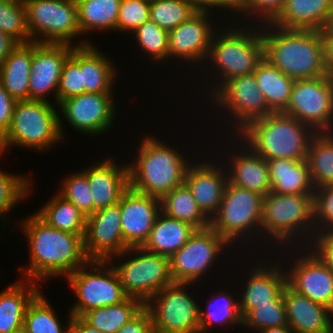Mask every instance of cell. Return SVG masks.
<instances>
[{"mask_svg": "<svg viewBox=\"0 0 333 333\" xmlns=\"http://www.w3.org/2000/svg\"><path fill=\"white\" fill-rule=\"evenodd\" d=\"M243 148H247V150L241 149L238 154L232 152L229 157L231 158L229 161L231 168H226L228 169V181L234 186L266 196L271 191L268 162L248 145L245 144Z\"/></svg>", "mask_w": 333, "mask_h": 333, "instance_id": "26", "label": "cell"}, {"mask_svg": "<svg viewBox=\"0 0 333 333\" xmlns=\"http://www.w3.org/2000/svg\"><path fill=\"white\" fill-rule=\"evenodd\" d=\"M262 25L257 27L262 31L264 58L272 65L295 81L328 75L322 31Z\"/></svg>", "mask_w": 333, "mask_h": 333, "instance_id": "2", "label": "cell"}, {"mask_svg": "<svg viewBox=\"0 0 333 333\" xmlns=\"http://www.w3.org/2000/svg\"><path fill=\"white\" fill-rule=\"evenodd\" d=\"M17 100H15L0 82V139L9 130Z\"/></svg>", "mask_w": 333, "mask_h": 333, "instance_id": "52", "label": "cell"}, {"mask_svg": "<svg viewBox=\"0 0 333 333\" xmlns=\"http://www.w3.org/2000/svg\"><path fill=\"white\" fill-rule=\"evenodd\" d=\"M160 203L161 212L169 217L188 222L197 229L210 226V220L201 212L185 183L164 195Z\"/></svg>", "mask_w": 333, "mask_h": 333, "instance_id": "37", "label": "cell"}, {"mask_svg": "<svg viewBox=\"0 0 333 333\" xmlns=\"http://www.w3.org/2000/svg\"><path fill=\"white\" fill-rule=\"evenodd\" d=\"M138 150L134 162L128 164L131 189L161 199L184 184L190 163L181 152L153 136L142 139Z\"/></svg>", "mask_w": 333, "mask_h": 333, "instance_id": "4", "label": "cell"}, {"mask_svg": "<svg viewBox=\"0 0 333 333\" xmlns=\"http://www.w3.org/2000/svg\"><path fill=\"white\" fill-rule=\"evenodd\" d=\"M108 263V260H90L67 276L78 299L70 310L73 316L81 317L89 310L119 304L128 297L115 269L112 266L106 268ZM89 264L94 265L92 272L87 270L91 268Z\"/></svg>", "mask_w": 333, "mask_h": 333, "instance_id": "10", "label": "cell"}, {"mask_svg": "<svg viewBox=\"0 0 333 333\" xmlns=\"http://www.w3.org/2000/svg\"><path fill=\"white\" fill-rule=\"evenodd\" d=\"M253 74L269 109L272 112H283L289 104L295 80L265 58L258 63Z\"/></svg>", "mask_w": 333, "mask_h": 333, "instance_id": "33", "label": "cell"}, {"mask_svg": "<svg viewBox=\"0 0 333 333\" xmlns=\"http://www.w3.org/2000/svg\"><path fill=\"white\" fill-rule=\"evenodd\" d=\"M218 296V298L221 299L220 301L212 297V299L206 303L207 311L205 310L204 312L203 309L199 307L200 333H207V330L212 329L211 327L213 325L217 327H219L218 325H220V327L221 325H243L239 301H234L233 293L229 295L224 289Z\"/></svg>", "mask_w": 333, "mask_h": 333, "instance_id": "39", "label": "cell"}, {"mask_svg": "<svg viewBox=\"0 0 333 333\" xmlns=\"http://www.w3.org/2000/svg\"><path fill=\"white\" fill-rule=\"evenodd\" d=\"M250 0H224V9L226 8L234 13H241L249 4Z\"/></svg>", "mask_w": 333, "mask_h": 333, "instance_id": "58", "label": "cell"}, {"mask_svg": "<svg viewBox=\"0 0 333 333\" xmlns=\"http://www.w3.org/2000/svg\"><path fill=\"white\" fill-rule=\"evenodd\" d=\"M0 1L12 3V4L26 5L31 0H0Z\"/></svg>", "mask_w": 333, "mask_h": 333, "instance_id": "61", "label": "cell"}, {"mask_svg": "<svg viewBox=\"0 0 333 333\" xmlns=\"http://www.w3.org/2000/svg\"><path fill=\"white\" fill-rule=\"evenodd\" d=\"M306 161L315 188L333 185V131L313 135Z\"/></svg>", "mask_w": 333, "mask_h": 333, "instance_id": "36", "label": "cell"}, {"mask_svg": "<svg viewBox=\"0 0 333 333\" xmlns=\"http://www.w3.org/2000/svg\"><path fill=\"white\" fill-rule=\"evenodd\" d=\"M259 333H294L289 326L273 327L268 329H262Z\"/></svg>", "mask_w": 333, "mask_h": 333, "instance_id": "59", "label": "cell"}, {"mask_svg": "<svg viewBox=\"0 0 333 333\" xmlns=\"http://www.w3.org/2000/svg\"><path fill=\"white\" fill-rule=\"evenodd\" d=\"M324 45V63L329 76H333V37H322Z\"/></svg>", "mask_w": 333, "mask_h": 333, "instance_id": "56", "label": "cell"}, {"mask_svg": "<svg viewBox=\"0 0 333 333\" xmlns=\"http://www.w3.org/2000/svg\"><path fill=\"white\" fill-rule=\"evenodd\" d=\"M22 222L30 248V263L27 269L19 270L26 280L37 282L60 275L66 278L90 261L84 250V234L51 227L36 213Z\"/></svg>", "mask_w": 333, "mask_h": 333, "instance_id": "1", "label": "cell"}, {"mask_svg": "<svg viewBox=\"0 0 333 333\" xmlns=\"http://www.w3.org/2000/svg\"><path fill=\"white\" fill-rule=\"evenodd\" d=\"M82 172L87 176L91 187L93 213L117 204L130 188L128 163L119 166L108 157Z\"/></svg>", "mask_w": 333, "mask_h": 333, "instance_id": "23", "label": "cell"}, {"mask_svg": "<svg viewBox=\"0 0 333 333\" xmlns=\"http://www.w3.org/2000/svg\"><path fill=\"white\" fill-rule=\"evenodd\" d=\"M252 330H262L273 327L288 326L285 304L281 301H271V304L256 305L244 318L243 325Z\"/></svg>", "mask_w": 333, "mask_h": 333, "instance_id": "45", "label": "cell"}, {"mask_svg": "<svg viewBox=\"0 0 333 333\" xmlns=\"http://www.w3.org/2000/svg\"><path fill=\"white\" fill-rule=\"evenodd\" d=\"M25 6L30 42L71 45L73 38L81 36L77 4L66 0H31Z\"/></svg>", "mask_w": 333, "mask_h": 333, "instance_id": "12", "label": "cell"}, {"mask_svg": "<svg viewBox=\"0 0 333 333\" xmlns=\"http://www.w3.org/2000/svg\"><path fill=\"white\" fill-rule=\"evenodd\" d=\"M58 114L51 102L17 101L9 130L0 139V155L11 145L44 152L50 145L60 142L64 130Z\"/></svg>", "mask_w": 333, "mask_h": 333, "instance_id": "5", "label": "cell"}, {"mask_svg": "<svg viewBox=\"0 0 333 333\" xmlns=\"http://www.w3.org/2000/svg\"><path fill=\"white\" fill-rule=\"evenodd\" d=\"M82 41L74 46L64 43H38L33 41V57L29 77L30 100L49 102L46 97L51 91L54 92L57 102V90L63 64L75 46L90 44V41Z\"/></svg>", "mask_w": 333, "mask_h": 333, "instance_id": "17", "label": "cell"}, {"mask_svg": "<svg viewBox=\"0 0 333 333\" xmlns=\"http://www.w3.org/2000/svg\"><path fill=\"white\" fill-rule=\"evenodd\" d=\"M197 11H209L213 7L224 8V0H187Z\"/></svg>", "mask_w": 333, "mask_h": 333, "instance_id": "57", "label": "cell"}, {"mask_svg": "<svg viewBox=\"0 0 333 333\" xmlns=\"http://www.w3.org/2000/svg\"><path fill=\"white\" fill-rule=\"evenodd\" d=\"M36 214L51 227L72 234H85L87 217L58 192Z\"/></svg>", "mask_w": 333, "mask_h": 333, "instance_id": "35", "label": "cell"}, {"mask_svg": "<svg viewBox=\"0 0 333 333\" xmlns=\"http://www.w3.org/2000/svg\"><path fill=\"white\" fill-rule=\"evenodd\" d=\"M267 162L272 192L281 195L314 194L315 187L306 159L275 158Z\"/></svg>", "mask_w": 333, "mask_h": 333, "instance_id": "28", "label": "cell"}, {"mask_svg": "<svg viewBox=\"0 0 333 333\" xmlns=\"http://www.w3.org/2000/svg\"><path fill=\"white\" fill-rule=\"evenodd\" d=\"M283 112L309 125L315 132H331L333 76L296 80Z\"/></svg>", "mask_w": 333, "mask_h": 333, "instance_id": "13", "label": "cell"}, {"mask_svg": "<svg viewBox=\"0 0 333 333\" xmlns=\"http://www.w3.org/2000/svg\"><path fill=\"white\" fill-rule=\"evenodd\" d=\"M69 333H102V332L97 328L87 324L81 317L72 315L71 322L69 325Z\"/></svg>", "mask_w": 333, "mask_h": 333, "instance_id": "54", "label": "cell"}, {"mask_svg": "<svg viewBox=\"0 0 333 333\" xmlns=\"http://www.w3.org/2000/svg\"><path fill=\"white\" fill-rule=\"evenodd\" d=\"M313 241L309 246L333 271V231L316 233Z\"/></svg>", "mask_w": 333, "mask_h": 333, "instance_id": "51", "label": "cell"}, {"mask_svg": "<svg viewBox=\"0 0 333 333\" xmlns=\"http://www.w3.org/2000/svg\"><path fill=\"white\" fill-rule=\"evenodd\" d=\"M144 307L145 304L141 300L127 297L119 304L89 310L81 318L102 333H116Z\"/></svg>", "mask_w": 333, "mask_h": 333, "instance_id": "34", "label": "cell"}, {"mask_svg": "<svg viewBox=\"0 0 333 333\" xmlns=\"http://www.w3.org/2000/svg\"><path fill=\"white\" fill-rule=\"evenodd\" d=\"M277 262L273 265H257L252 269L246 285L245 291L240 296L239 305L242 317L244 318L256 305L271 304V301H281L283 299V289L287 285L286 271Z\"/></svg>", "mask_w": 333, "mask_h": 333, "instance_id": "25", "label": "cell"}, {"mask_svg": "<svg viewBox=\"0 0 333 333\" xmlns=\"http://www.w3.org/2000/svg\"><path fill=\"white\" fill-rule=\"evenodd\" d=\"M33 41L18 43L0 67V82L17 101L29 100Z\"/></svg>", "mask_w": 333, "mask_h": 333, "instance_id": "30", "label": "cell"}, {"mask_svg": "<svg viewBox=\"0 0 333 333\" xmlns=\"http://www.w3.org/2000/svg\"><path fill=\"white\" fill-rule=\"evenodd\" d=\"M230 243L210 226L197 229L190 239L170 257L174 282L195 283L200 280ZM220 253V254H219ZM199 279V280H198Z\"/></svg>", "mask_w": 333, "mask_h": 333, "instance_id": "14", "label": "cell"}, {"mask_svg": "<svg viewBox=\"0 0 333 333\" xmlns=\"http://www.w3.org/2000/svg\"><path fill=\"white\" fill-rule=\"evenodd\" d=\"M12 333H28V332H27V330H26L24 327H22V328H20V329H18V330H15V331L12 332Z\"/></svg>", "mask_w": 333, "mask_h": 333, "instance_id": "62", "label": "cell"}, {"mask_svg": "<svg viewBox=\"0 0 333 333\" xmlns=\"http://www.w3.org/2000/svg\"><path fill=\"white\" fill-rule=\"evenodd\" d=\"M75 4H78L79 2L83 1V0H66Z\"/></svg>", "mask_w": 333, "mask_h": 333, "instance_id": "63", "label": "cell"}, {"mask_svg": "<svg viewBox=\"0 0 333 333\" xmlns=\"http://www.w3.org/2000/svg\"><path fill=\"white\" fill-rule=\"evenodd\" d=\"M121 0H83L77 4L81 34L95 29L115 30Z\"/></svg>", "mask_w": 333, "mask_h": 333, "instance_id": "38", "label": "cell"}, {"mask_svg": "<svg viewBox=\"0 0 333 333\" xmlns=\"http://www.w3.org/2000/svg\"><path fill=\"white\" fill-rule=\"evenodd\" d=\"M0 31L17 43L30 42L26 6L0 1Z\"/></svg>", "mask_w": 333, "mask_h": 333, "instance_id": "44", "label": "cell"}, {"mask_svg": "<svg viewBox=\"0 0 333 333\" xmlns=\"http://www.w3.org/2000/svg\"><path fill=\"white\" fill-rule=\"evenodd\" d=\"M197 10L187 0H155L150 2V20L170 32L187 21Z\"/></svg>", "mask_w": 333, "mask_h": 333, "instance_id": "41", "label": "cell"}, {"mask_svg": "<svg viewBox=\"0 0 333 333\" xmlns=\"http://www.w3.org/2000/svg\"><path fill=\"white\" fill-rule=\"evenodd\" d=\"M150 20V2L146 0H121L116 30L134 32Z\"/></svg>", "mask_w": 333, "mask_h": 333, "instance_id": "48", "label": "cell"}, {"mask_svg": "<svg viewBox=\"0 0 333 333\" xmlns=\"http://www.w3.org/2000/svg\"><path fill=\"white\" fill-rule=\"evenodd\" d=\"M288 326L294 333H333V311L295 292L288 285L283 289Z\"/></svg>", "mask_w": 333, "mask_h": 333, "instance_id": "24", "label": "cell"}, {"mask_svg": "<svg viewBox=\"0 0 333 333\" xmlns=\"http://www.w3.org/2000/svg\"><path fill=\"white\" fill-rule=\"evenodd\" d=\"M214 96V97H213ZM214 103L224 107L234 119L237 134L250 122L271 114L254 74L238 76L226 81L213 95ZM239 124V125H238ZM238 125V126H237Z\"/></svg>", "mask_w": 333, "mask_h": 333, "instance_id": "15", "label": "cell"}, {"mask_svg": "<svg viewBox=\"0 0 333 333\" xmlns=\"http://www.w3.org/2000/svg\"><path fill=\"white\" fill-rule=\"evenodd\" d=\"M313 207V194L281 195L270 191L263 197L262 234L266 233L265 238L268 234L269 237L272 236L271 239L278 240L274 241L278 242V245L283 242L284 247V243L290 245L291 241L296 243L295 240L304 237V241L306 238L309 240L306 246L309 247L315 237ZM301 233H304V236H301ZM309 233L314 235H308ZM297 234L300 237L296 236ZM307 236H310L311 240Z\"/></svg>", "mask_w": 333, "mask_h": 333, "instance_id": "7", "label": "cell"}, {"mask_svg": "<svg viewBox=\"0 0 333 333\" xmlns=\"http://www.w3.org/2000/svg\"><path fill=\"white\" fill-rule=\"evenodd\" d=\"M17 44L9 35L0 31V67Z\"/></svg>", "mask_w": 333, "mask_h": 333, "instance_id": "55", "label": "cell"}, {"mask_svg": "<svg viewBox=\"0 0 333 333\" xmlns=\"http://www.w3.org/2000/svg\"><path fill=\"white\" fill-rule=\"evenodd\" d=\"M212 162L188 167L184 183L190 189L199 209L209 219L217 213L223 200L228 174ZM224 170V171H223Z\"/></svg>", "mask_w": 333, "mask_h": 333, "instance_id": "22", "label": "cell"}, {"mask_svg": "<svg viewBox=\"0 0 333 333\" xmlns=\"http://www.w3.org/2000/svg\"><path fill=\"white\" fill-rule=\"evenodd\" d=\"M233 28L224 29L223 33L218 30V34L213 35L207 60L213 62L216 72H221L218 74L221 80L219 79L220 83L217 86L211 87L213 92L211 91V94L209 92V96H212L226 81L253 74L258 63L264 58L261 30L258 28L255 30L254 26L247 30L246 27L239 28L240 30Z\"/></svg>", "mask_w": 333, "mask_h": 333, "instance_id": "6", "label": "cell"}, {"mask_svg": "<svg viewBox=\"0 0 333 333\" xmlns=\"http://www.w3.org/2000/svg\"><path fill=\"white\" fill-rule=\"evenodd\" d=\"M26 176L11 175L0 170V217L20 203L31 192V180Z\"/></svg>", "mask_w": 333, "mask_h": 333, "instance_id": "47", "label": "cell"}, {"mask_svg": "<svg viewBox=\"0 0 333 333\" xmlns=\"http://www.w3.org/2000/svg\"><path fill=\"white\" fill-rule=\"evenodd\" d=\"M315 133L309 125L284 112H272L250 122L236 137L266 160H305Z\"/></svg>", "mask_w": 333, "mask_h": 333, "instance_id": "3", "label": "cell"}, {"mask_svg": "<svg viewBox=\"0 0 333 333\" xmlns=\"http://www.w3.org/2000/svg\"><path fill=\"white\" fill-rule=\"evenodd\" d=\"M196 227L160 212L142 248L148 252L171 257L194 234Z\"/></svg>", "mask_w": 333, "mask_h": 333, "instance_id": "29", "label": "cell"}, {"mask_svg": "<svg viewBox=\"0 0 333 333\" xmlns=\"http://www.w3.org/2000/svg\"><path fill=\"white\" fill-rule=\"evenodd\" d=\"M59 194L76 205L87 217L93 214V197L87 176L81 171L63 180Z\"/></svg>", "mask_w": 333, "mask_h": 333, "instance_id": "46", "label": "cell"}, {"mask_svg": "<svg viewBox=\"0 0 333 333\" xmlns=\"http://www.w3.org/2000/svg\"><path fill=\"white\" fill-rule=\"evenodd\" d=\"M322 37H333V12L329 16L327 25L325 26L324 30L322 31Z\"/></svg>", "mask_w": 333, "mask_h": 333, "instance_id": "60", "label": "cell"}, {"mask_svg": "<svg viewBox=\"0 0 333 333\" xmlns=\"http://www.w3.org/2000/svg\"><path fill=\"white\" fill-rule=\"evenodd\" d=\"M121 229L125 244L142 247L161 212L160 199L129 188L120 199Z\"/></svg>", "mask_w": 333, "mask_h": 333, "instance_id": "20", "label": "cell"}, {"mask_svg": "<svg viewBox=\"0 0 333 333\" xmlns=\"http://www.w3.org/2000/svg\"><path fill=\"white\" fill-rule=\"evenodd\" d=\"M83 93L85 85H83V71L80 69V46H75L62 67L57 90V105L66 98Z\"/></svg>", "mask_w": 333, "mask_h": 333, "instance_id": "43", "label": "cell"}, {"mask_svg": "<svg viewBox=\"0 0 333 333\" xmlns=\"http://www.w3.org/2000/svg\"><path fill=\"white\" fill-rule=\"evenodd\" d=\"M25 282L24 285L15 282L0 292V333H12L22 328L28 305L42 292L37 282Z\"/></svg>", "mask_w": 333, "mask_h": 333, "instance_id": "31", "label": "cell"}, {"mask_svg": "<svg viewBox=\"0 0 333 333\" xmlns=\"http://www.w3.org/2000/svg\"><path fill=\"white\" fill-rule=\"evenodd\" d=\"M113 98L112 93L85 92L66 98L58 105L71 127L93 136L104 134L114 123Z\"/></svg>", "mask_w": 333, "mask_h": 333, "instance_id": "18", "label": "cell"}, {"mask_svg": "<svg viewBox=\"0 0 333 333\" xmlns=\"http://www.w3.org/2000/svg\"><path fill=\"white\" fill-rule=\"evenodd\" d=\"M116 333H155L149 310L144 307Z\"/></svg>", "mask_w": 333, "mask_h": 333, "instance_id": "53", "label": "cell"}, {"mask_svg": "<svg viewBox=\"0 0 333 333\" xmlns=\"http://www.w3.org/2000/svg\"><path fill=\"white\" fill-rule=\"evenodd\" d=\"M91 42L80 46V69L83 71L85 92L113 93V82L117 78L116 67L107 55L101 53ZM112 63V64H111Z\"/></svg>", "mask_w": 333, "mask_h": 333, "instance_id": "32", "label": "cell"}, {"mask_svg": "<svg viewBox=\"0 0 333 333\" xmlns=\"http://www.w3.org/2000/svg\"><path fill=\"white\" fill-rule=\"evenodd\" d=\"M263 197L257 192L234 186L228 181L220 207L210 220V227L224 237L230 243V247L239 241L240 236V240L247 237L248 232L257 231L256 233L260 234Z\"/></svg>", "mask_w": 333, "mask_h": 333, "instance_id": "9", "label": "cell"}, {"mask_svg": "<svg viewBox=\"0 0 333 333\" xmlns=\"http://www.w3.org/2000/svg\"><path fill=\"white\" fill-rule=\"evenodd\" d=\"M138 46L147 52L153 61L169 59V32L149 20L140 25L134 32Z\"/></svg>", "mask_w": 333, "mask_h": 333, "instance_id": "42", "label": "cell"}, {"mask_svg": "<svg viewBox=\"0 0 333 333\" xmlns=\"http://www.w3.org/2000/svg\"><path fill=\"white\" fill-rule=\"evenodd\" d=\"M333 12V0H286L270 23L285 29L323 31Z\"/></svg>", "mask_w": 333, "mask_h": 333, "instance_id": "27", "label": "cell"}, {"mask_svg": "<svg viewBox=\"0 0 333 333\" xmlns=\"http://www.w3.org/2000/svg\"><path fill=\"white\" fill-rule=\"evenodd\" d=\"M84 250L90 260H108L123 253L129 247L125 244L121 229L120 201L87 216Z\"/></svg>", "mask_w": 333, "mask_h": 333, "instance_id": "16", "label": "cell"}, {"mask_svg": "<svg viewBox=\"0 0 333 333\" xmlns=\"http://www.w3.org/2000/svg\"><path fill=\"white\" fill-rule=\"evenodd\" d=\"M286 0H250L248 6L241 12V14L255 16L260 23H271L282 11ZM244 13V14H243ZM264 21H263V20ZM262 20V22H261Z\"/></svg>", "mask_w": 333, "mask_h": 333, "instance_id": "50", "label": "cell"}, {"mask_svg": "<svg viewBox=\"0 0 333 333\" xmlns=\"http://www.w3.org/2000/svg\"><path fill=\"white\" fill-rule=\"evenodd\" d=\"M209 11H197L187 21L169 32V58L200 63L207 60L215 30ZM209 16V17H208ZM213 31V32H212ZM201 61V62H199Z\"/></svg>", "mask_w": 333, "mask_h": 333, "instance_id": "21", "label": "cell"}, {"mask_svg": "<svg viewBox=\"0 0 333 333\" xmlns=\"http://www.w3.org/2000/svg\"><path fill=\"white\" fill-rule=\"evenodd\" d=\"M303 256L286 271L287 285L333 311V271L312 249Z\"/></svg>", "mask_w": 333, "mask_h": 333, "instance_id": "19", "label": "cell"}, {"mask_svg": "<svg viewBox=\"0 0 333 333\" xmlns=\"http://www.w3.org/2000/svg\"><path fill=\"white\" fill-rule=\"evenodd\" d=\"M67 321V327L61 326L54 308L40 292L28 305L23 327L28 333H69L72 314Z\"/></svg>", "mask_w": 333, "mask_h": 333, "instance_id": "40", "label": "cell"}, {"mask_svg": "<svg viewBox=\"0 0 333 333\" xmlns=\"http://www.w3.org/2000/svg\"><path fill=\"white\" fill-rule=\"evenodd\" d=\"M313 206L315 234L333 231V185L315 188Z\"/></svg>", "mask_w": 333, "mask_h": 333, "instance_id": "49", "label": "cell"}, {"mask_svg": "<svg viewBox=\"0 0 333 333\" xmlns=\"http://www.w3.org/2000/svg\"><path fill=\"white\" fill-rule=\"evenodd\" d=\"M191 283L174 282L146 304L155 333H200L199 305L185 288Z\"/></svg>", "mask_w": 333, "mask_h": 333, "instance_id": "11", "label": "cell"}, {"mask_svg": "<svg viewBox=\"0 0 333 333\" xmlns=\"http://www.w3.org/2000/svg\"><path fill=\"white\" fill-rule=\"evenodd\" d=\"M129 253H135L136 256L132 259L129 257L130 260L119 265H112L128 297L137 298L146 304L165 286L174 283L169 257L148 252L142 247H130L112 257H126Z\"/></svg>", "mask_w": 333, "mask_h": 333, "instance_id": "8", "label": "cell"}]
</instances>
